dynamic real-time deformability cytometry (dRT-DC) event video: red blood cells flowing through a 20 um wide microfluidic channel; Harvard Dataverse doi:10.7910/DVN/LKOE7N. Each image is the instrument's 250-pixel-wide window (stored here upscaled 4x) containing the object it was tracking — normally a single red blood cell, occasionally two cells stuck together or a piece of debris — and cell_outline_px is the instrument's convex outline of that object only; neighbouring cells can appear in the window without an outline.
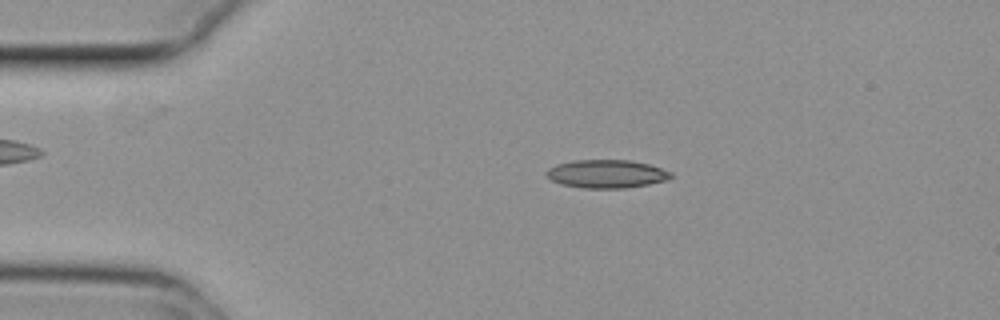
{"species": "common noctule bat (a hibernating species)", "species_latin": "Nyctalus noctula", "temperature_condition": "cold", "stored_images_in_passage": 54, "camera_frame_rate_fps": 3000, "um_per_image_px": 0.085, "animal": {"sex": "female", "body_mass_g": 29.2, "forearm_length_mm": 56.3}, "frame": {"image": 1, "passage_image": 10, "time_ms": 3.0, "image_size_px": [1000, 320], "cell_outline_px": [[672, 176], [668, 180], [648, 184], [624, 188], [584, 188], [560, 184], [552, 180], [544, 172], [548, 168], [556, 164], [572, 160], [628, 160], [648, 164], [672, 172]], "centroid_in_image_um": [51.53, 14.77], "position_along_channel_um": 33.5, "area_um2": 20.46}}
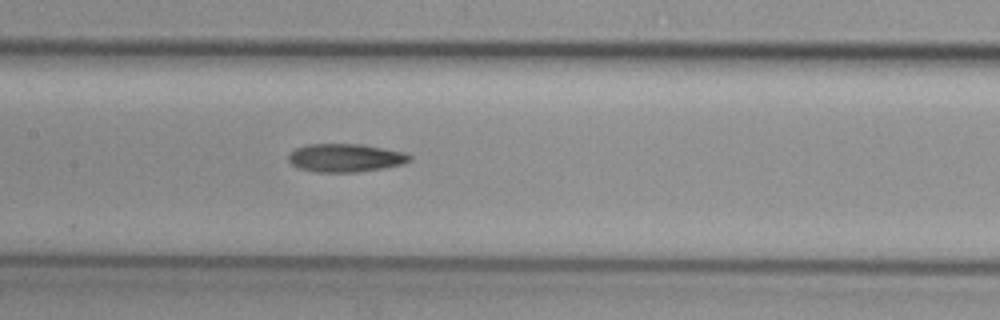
{"frame": {"image": 2, "passage_image": 25, "time_ms": 8.0, "image_size_px": [1000, 320], "cell_outline_px": [[412, 160], [404, 164], [384, 168], [356, 172], [316, 172], [296, 168], [288, 160], [288, 156], [296, 148], [308, 144], [360, 144], [384, 148], [404, 152], [412, 156]], "centroid_in_image_um": [29.38, 13.42], "position_along_channel_um": 178.0, "area_um2": 20.06}}
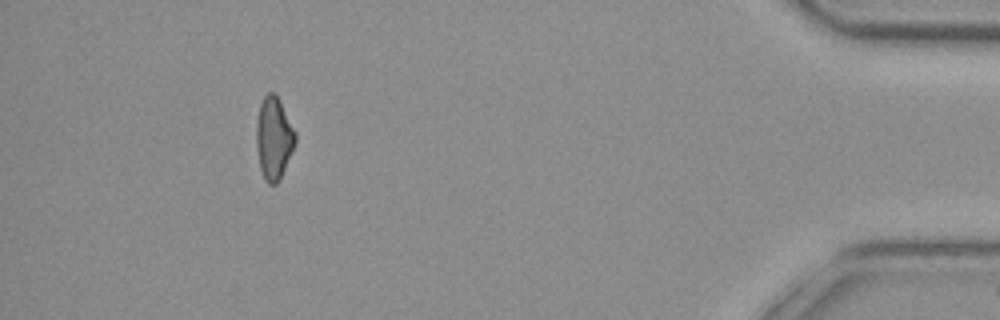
{"frame": {"image": 3, "passage_image": 49, "time_ms": 16.0, "image_size_px": [1000, 320], "cell_outline_px": [[296, 140], [280, 180], [276, 184], [268, 184], [264, 180], [260, 168], [256, 148], [256, 120], [260, 104], [264, 96], [268, 92], [272, 92], [280, 100], [296, 132]], "centroid_in_image_um": [23.26, 11.75], "position_along_channel_um": 411.9, "area_um2": 18.79}, "authors_computed_cell_mechanics": {"area_um2": 19.4497, "velocity_mm_per_s": 3.7445, "shape_relaxation_time_tau1_ms": null, "shape_relaxation_time_tau2_ms": 7.5148, "deformation_change_tau1": null, "deformation_change_tau2": 0.175}}